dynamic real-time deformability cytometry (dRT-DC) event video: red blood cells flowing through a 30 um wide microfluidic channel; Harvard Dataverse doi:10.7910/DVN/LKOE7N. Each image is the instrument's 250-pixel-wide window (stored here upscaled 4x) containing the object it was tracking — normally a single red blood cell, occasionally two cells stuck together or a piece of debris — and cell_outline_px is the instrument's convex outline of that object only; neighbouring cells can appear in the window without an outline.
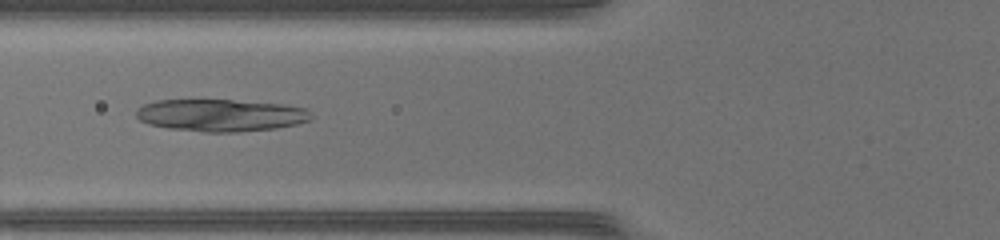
{"species": "common noctule bat (a hibernating species)", "species_latin": "Nyctalus noctula", "temperature_condition": "warm", "stored_images_in_passage": 49, "camera_frame_rate_fps": 3000, "um_per_image_px": 0.085, "animal": {"sex": "female", "body_mass_g": 17.0, "forearm_length_mm": 48.0}, "frame": {"image": 1, "passage_image": 20, "time_ms": 6.333, "image_size_px": [1000, 240], "cell_outline_px": [[312, 120], [296, 124], [276, 128], [240, 132], [204, 132], [168, 128], [148, 124], [140, 120], [136, 116], [136, 108], [144, 104], [156, 100], [232, 100], [284, 104], [308, 108], [312, 116]], "centroid_in_image_um": [18.78, 9.79], "position_along_channel_um": 107.0, "area_um2": 33.12}}
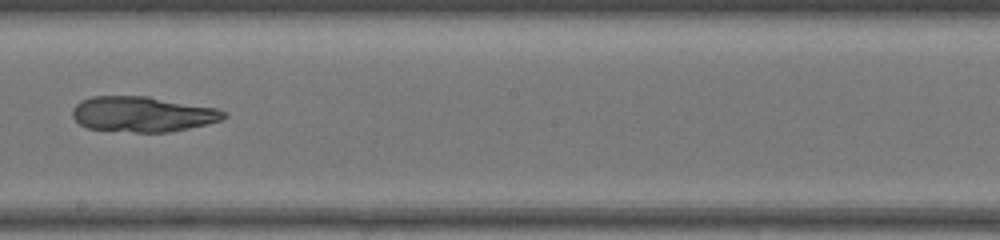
{"frame": {"image": 2, "passage_image": 29, "time_ms": 9.333, "image_size_px": [1000, 240], "cell_outline_px": [[228, 116], [220, 120], [208, 124], [168, 132], [136, 132], [88, 128], [80, 124], [72, 116], [72, 108], [80, 100], [92, 96], [148, 96], [216, 108], [228, 112]], "centroid_in_image_um": [12.12, 9.69], "position_along_channel_um": 236.1, "area_um2": 31.21}}
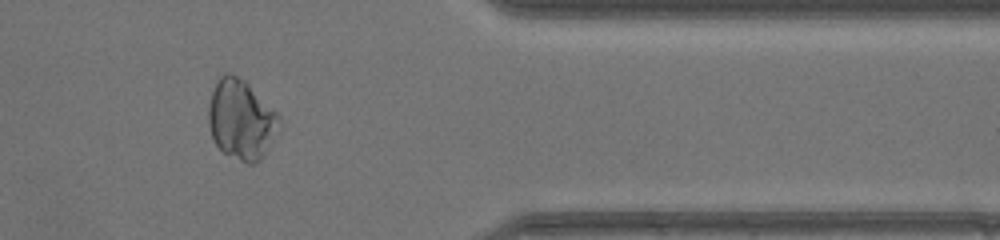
{"frame": {"image": 3, "passage_image": 41, "time_ms": 13.333, "image_size_px": [1000, 240], "cell_outline_px": [[280, 124], [264, 156], [256, 164], [248, 164], [224, 152], [216, 144], [212, 136], [208, 124], [208, 108], [212, 92], [216, 80], [224, 72], [228, 72], [244, 80], [280, 116]], "centroid_in_image_um": [20.48, 10.16], "position_along_channel_um": 390.9, "area_um2": 32.54}}